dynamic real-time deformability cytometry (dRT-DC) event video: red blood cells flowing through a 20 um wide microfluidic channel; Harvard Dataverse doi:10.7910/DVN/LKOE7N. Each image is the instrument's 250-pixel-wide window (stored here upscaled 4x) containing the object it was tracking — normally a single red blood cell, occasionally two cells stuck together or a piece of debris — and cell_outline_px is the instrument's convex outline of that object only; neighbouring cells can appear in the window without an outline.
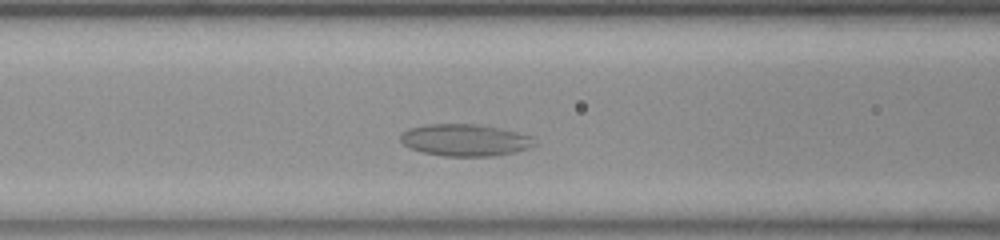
{"species": "common noctule bat (a hibernating species)", "species_latin": "Nyctalus noctula", "temperature_condition": "room temperature", "stored_images_in_passage": 37, "camera_frame_rate_fps": 3000, "um_per_image_px": 0.085, "animal": {"sex": "female", "body_mass_g": 23.0, "forearm_length_mm": 53.4}, "frame": {"image": 1, "passage_image": 12, "time_ms": 3.667, "image_size_px": [1000, 240], "cell_outline_px": [[536, 144], [528, 148], [512, 152], [492, 156], [444, 156], [420, 152], [408, 148], [400, 140], [400, 136], [408, 128], [428, 124], [476, 124], [516, 132], [532, 136]], "centroid_in_image_um": [39.48, 11.91], "position_along_channel_um": 127.1, "area_um2": 24.8}}
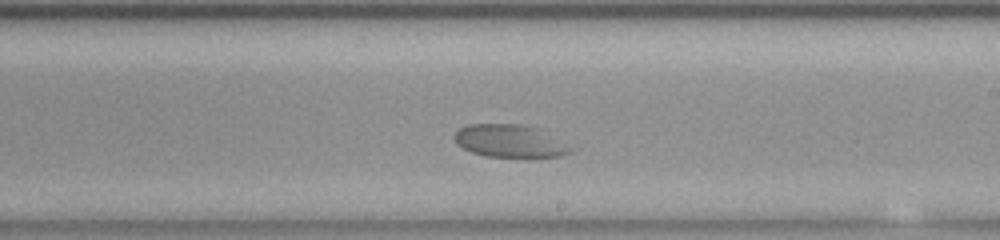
{"frame": {"image": 2, "passage_image": 22, "time_ms": 7.0, "image_size_px": [1000, 240], "cell_outline_px": [[580, 148], [572, 152], [560, 156], [484, 156], [472, 152], [456, 144], [456, 132], [460, 128], [468, 124], [516, 124], [532, 128]], "centroid_in_image_um": [43.37, 12.0], "position_along_channel_um": 245.6, "area_um2": 21.68}}
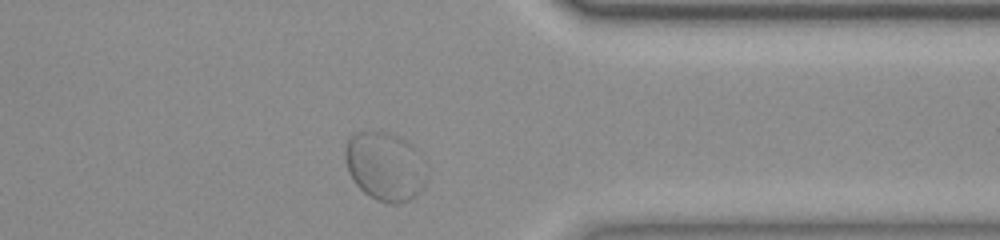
{"frame": {"image": 3, "passage_image": 34, "time_ms": 11.0, "image_size_px": [1000, 240], "cell_outline_px": [[424, 184], [416, 196], [400, 204], [388, 204], [376, 200], [364, 192], [356, 184], [348, 172], [344, 160], [344, 152], [348, 140], [356, 132], [388, 132], [404, 140], [416, 148], [420, 152]], "centroid_in_image_um": [32.67, 14.15], "position_along_channel_um": 378.7, "area_um2": 32.25}}